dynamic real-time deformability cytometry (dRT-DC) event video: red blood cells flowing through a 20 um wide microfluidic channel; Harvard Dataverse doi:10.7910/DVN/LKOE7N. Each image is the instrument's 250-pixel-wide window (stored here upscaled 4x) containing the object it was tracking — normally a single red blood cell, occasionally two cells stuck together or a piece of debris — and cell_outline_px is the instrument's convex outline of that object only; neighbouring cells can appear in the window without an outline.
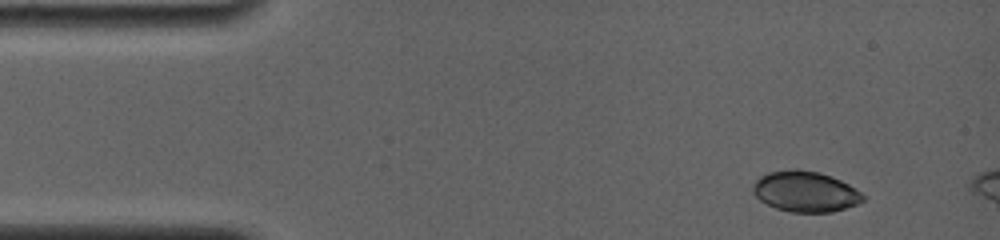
{"species": "common noctule bat (a hibernating species)", "species_latin": "Nyctalus noctula", "temperature_condition": "room temperature", "stored_images_in_passage": 8, "camera_frame_rate_fps": 4000, "um_per_image_px": 0.085, "animal": {"sex": "female", "body_mass_g": 19.0, "forearm_length_mm": 56.7}, "frame": {"image": 1, "passage_image": 1, "time_ms": 0.0, "image_size_px": [1000, 240], "cell_outline_px": [[864, 200], [860, 204], [832, 212], [792, 212], [776, 208], [760, 200], [752, 192], [752, 184], [760, 176], [768, 172], [792, 168], [796, 168], [820, 172], [832, 176], [856, 188], [864, 196]], "centroid_in_image_um": [68.46, 16.27], "position_along_channel_um": 16.5, "area_um2": 26.36}}
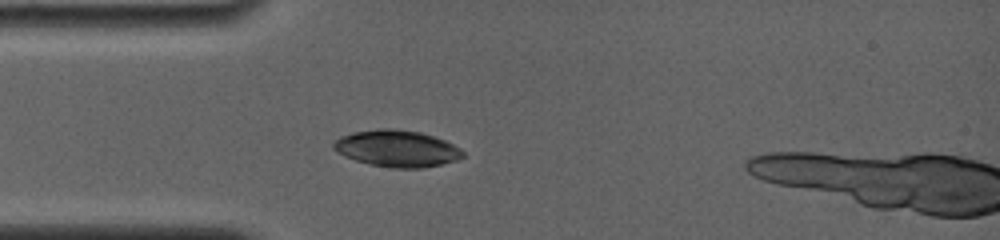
{"frame": {"image": 2, "passage_image": 6, "time_ms": 3.0, "image_size_px": [1000, 240], "cell_outline_px": [[464, 156], [456, 160], [424, 168], [392, 168], [368, 164], [344, 156], [332, 148], [332, 144], [340, 136], [352, 132], [376, 128], [396, 128], [420, 132], [444, 140], [460, 148], [464, 152]], "centroid_in_image_um": [33.71, 12.61], "position_along_channel_um": 51.3, "area_um2": 27.74}}
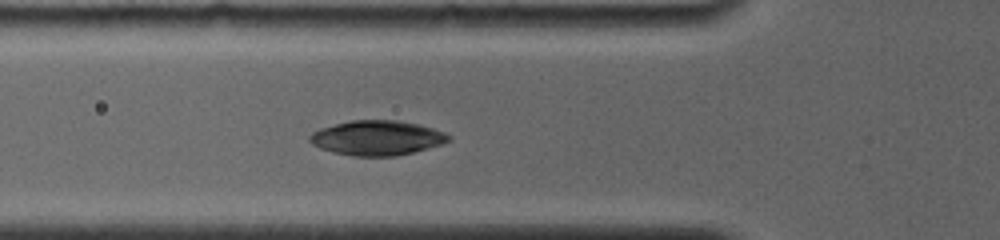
{"frame": {"image": 3, "passage_image": 8, "time_ms": 4.25, "image_size_px": [1000, 240], "cell_outline_px": [[452, 140], [440, 144], [412, 152], [396, 156], [352, 156], [332, 152], [320, 148], [312, 144], [308, 140], [308, 136], [312, 132], [320, 128], [352, 120], [396, 120], [420, 124], [444, 132], [452, 136]], "centroid_in_image_um": [32.03, 11.72], "position_along_channel_um": 93.8, "area_um2": 28.15}}